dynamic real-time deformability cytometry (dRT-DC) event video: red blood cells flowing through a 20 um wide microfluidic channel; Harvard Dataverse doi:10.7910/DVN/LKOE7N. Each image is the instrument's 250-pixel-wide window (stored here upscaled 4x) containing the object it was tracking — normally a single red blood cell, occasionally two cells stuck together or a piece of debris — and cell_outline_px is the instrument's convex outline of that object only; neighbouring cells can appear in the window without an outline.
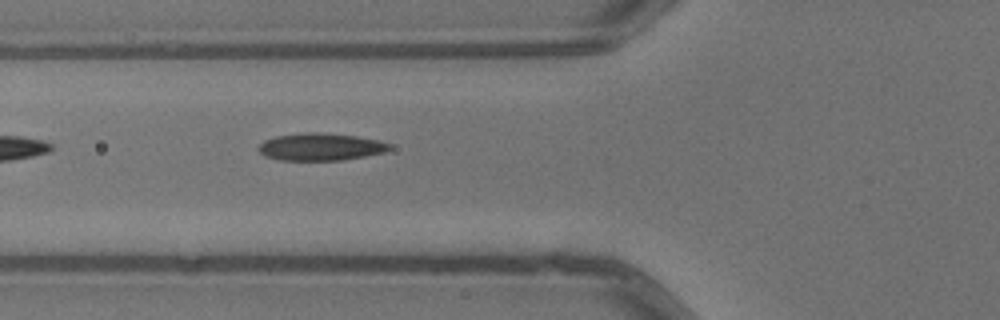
{"species": "common noctule bat (a hibernating species)", "species_latin": "Nyctalus noctula", "temperature_condition": "warm", "stored_images_in_passage": 3, "camera_frame_rate_fps": 3000, "um_per_image_px": 0.085, "animal": {"sex": "male", "body_mass_g": 13.3}, "frame": {"image": 1, "passage_image": 3, "time_ms": 0.667, "image_size_px": [1000, 320], "cell_outline_px": [[392, 148], [384, 152], [364, 156], [340, 160], [280, 160], [264, 156], [256, 148], [264, 140], [276, 136], [304, 132], [320, 132], [356, 136], [380, 140], [392, 144]], "centroid_in_image_um": [27.24, 12.47], "position_along_channel_um": 98.6, "area_um2": 20.98}}